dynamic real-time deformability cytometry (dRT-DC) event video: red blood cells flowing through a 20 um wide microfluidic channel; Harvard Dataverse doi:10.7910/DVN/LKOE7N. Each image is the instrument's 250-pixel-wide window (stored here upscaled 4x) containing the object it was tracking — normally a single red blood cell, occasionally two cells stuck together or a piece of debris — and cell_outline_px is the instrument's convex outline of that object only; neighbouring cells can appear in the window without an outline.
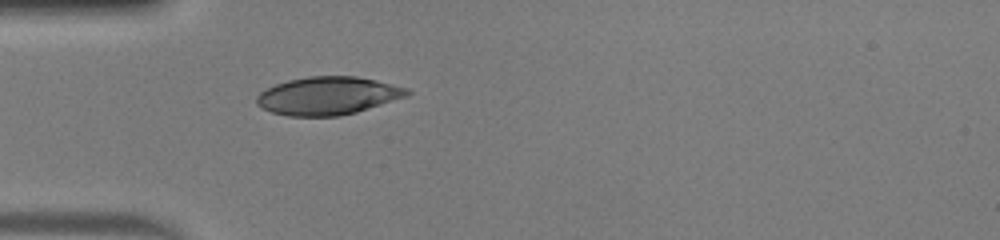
{"species": "human", "species_latin": "Homo sapiens", "temperature_condition": "warm", "stored_images_in_passage": 34, "camera_frame_rate_fps": 3000, "um_per_image_px": 0.085, "donor": {"sex": "male"}, "frame": {"image": 1, "passage_image": 1, "time_ms": 0.0, "image_size_px": [1000, 240], "cell_outline_px": [[412, 92], [408, 96], [356, 112], [340, 116], [288, 116], [272, 112], [256, 104], [256, 96], [260, 92], [276, 84], [288, 80], [308, 76], [356, 76], [376, 80], [408, 88]], "centroid_in_image_um": [27.89, 8.14], "position_along_channel_um": 57.1, "area_um2": 33.29}}
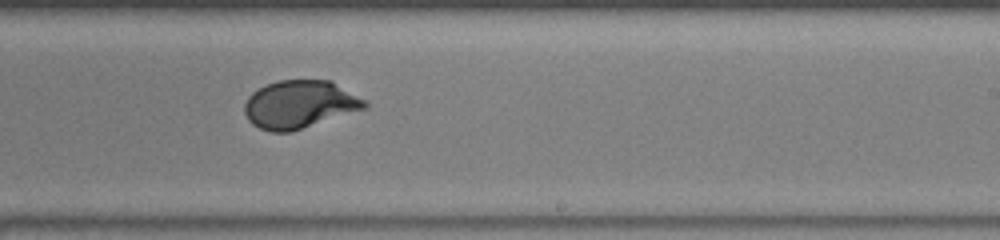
{"frame": {"image": 2, "passage_image": 16, "time_ms": 5.0, "image_size_px": [1000, 240], "cell_outline_px": [[368, 108], [288, 132], [272, 132], [260, 128], [252, 124], [248, 120], [244, 112], [244, 104], [248, 96], [252, 92], [268, 84], [280, 80], [332, 80], [368, 100]], "centroid_in_image_um": [25.51, 8.86], "position_along_channel_um": 263.5, "area_um2": 33.7}}
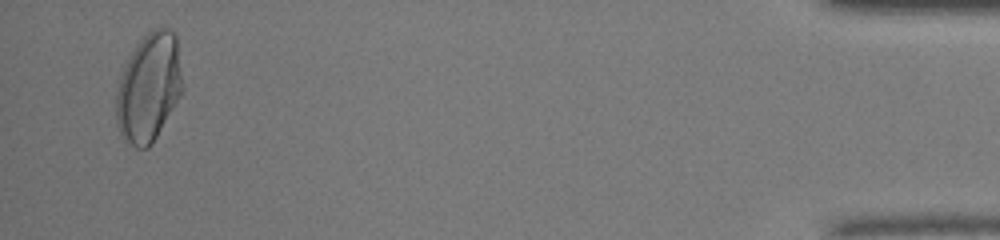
{"frame": {"image": 3, "passage_image": 33, "time_ms": 10.667, "image_size_px": [1000, 240], "cell_outline_px": [[184, 92], [152, 144], [148, 148], [136, 148], [124, 140], [116, 124], [116, 96], [120, 76], [128, 56], [140, 40], [152, 28], [160, 24], [176, 32], [184, 84]], "centroid_in_image_um": [12.69, 7.41], "position_along_channel_um": 422.5, "area_um2": 42.95}, "authors_computed_cell_mechanics": {"area_um2": 33.6974, "velocity_mm_per_s": 4.245, "shape_relaxation_time_tau1_ms": 4.9367, "shape_relaxation_time_tau2_ms": null, "deformation_change_tau1": 0.2135, "deformation_change_tau2": null}}